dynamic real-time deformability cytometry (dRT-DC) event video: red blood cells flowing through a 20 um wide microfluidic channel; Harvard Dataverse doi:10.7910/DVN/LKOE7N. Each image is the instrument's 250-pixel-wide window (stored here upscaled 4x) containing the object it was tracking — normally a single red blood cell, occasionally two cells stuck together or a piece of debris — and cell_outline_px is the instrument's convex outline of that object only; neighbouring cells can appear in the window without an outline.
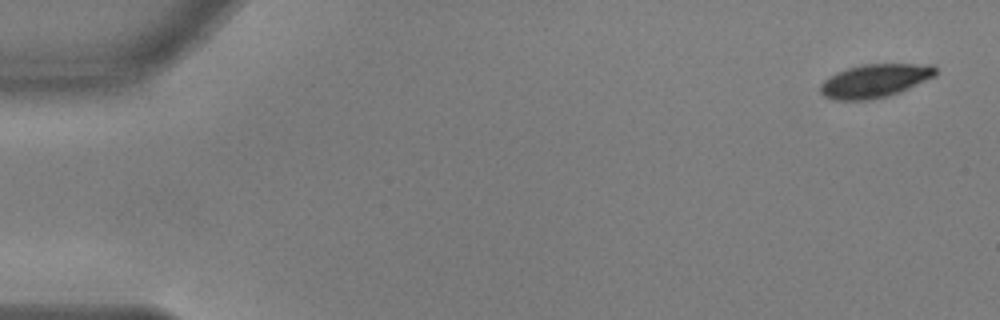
{"species": "common noctule bat (a hibernating species)", "species_latin": "Nyctalus noctula", "temperature_condition": "warm", "stored_images_in_passage": 54, "camera_frame_rate_fps": 3000, "um_per_image_px": 0.085, "animal": {"sex": "male", "body_mass_g": 17.9, "forearm_length_mm": 54.2}, "frame": {"image": 1, "passage_image": 1, "time_ms": 0.0, "image_size_px": [1000, 320], "cell_outline_px": [[936, 76], [900, 92], [888, 96], [868, 100], [832, 100], [824, 96], [820, 92], [820, 84], [828, 76], [836, 72], [860, 64], [932, 64], [936, 68]], "centroid_in_image_um": [74.35, 6.87], "position_along_channel_um": 10.7, "area_um2": 22.66}}
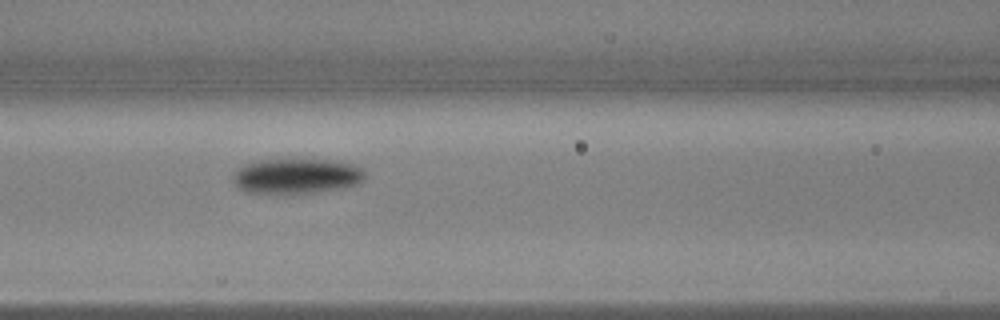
{"frame": {"image": 2, "passage_image": 23, "time_ms": 7.333, "image_size_px": [1000, 320], "cell_outline_px": [[364, 176], [356, 184], [340, 188], [316, 192], [244, 192], [232, 180], [232, 176], [244, 164], [256, 160], [292, 156], [324, 160], [352, 164], [360, 168], [364, 172]], "centroid_in_image_um": [25.14, 14.9], "position_along_channel_um": 141.5, "area_um2": 27.17}}
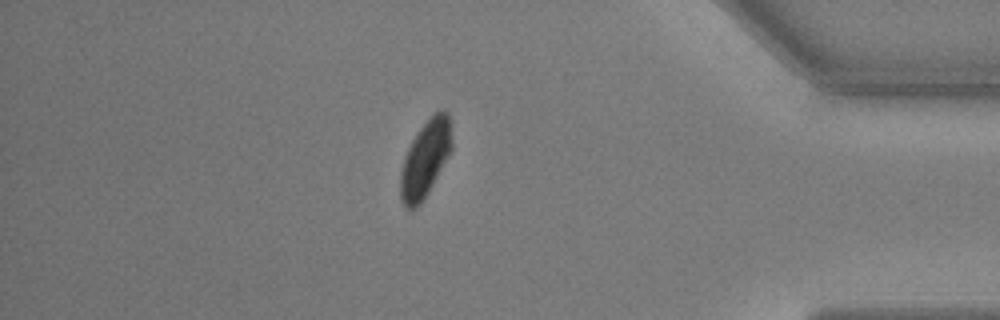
{"frame": {"image": 3, "passage_image": 47, "time_ms": 15.333, "image_size_px": [1000, 320], "cell_outline_px": [[452, 148], [428, 192], [420, 204], [416, 208], [408, 208], [400, 200], [400, 172], [404, 156], [416, 132], [432, 112], [440, 108], [444, 108], [448, 112], [452, 144]], "centroid_in_image_um": [36.14, 13.44], "position_along_channel_um": 399.1, "area_um2": 23.0}, "authors_computed_cell_mechanics": {"area_um2": 24.9118, "velocity_mm_per_s": 3.6348, "shape_relaxation_time_tau1_ms": 2.5396, "shape_relaxation_time_tau2_ms": 5.2727, "deformation_change_tau1": 0.1469, "deformation_change_tau2": 0.0696}}